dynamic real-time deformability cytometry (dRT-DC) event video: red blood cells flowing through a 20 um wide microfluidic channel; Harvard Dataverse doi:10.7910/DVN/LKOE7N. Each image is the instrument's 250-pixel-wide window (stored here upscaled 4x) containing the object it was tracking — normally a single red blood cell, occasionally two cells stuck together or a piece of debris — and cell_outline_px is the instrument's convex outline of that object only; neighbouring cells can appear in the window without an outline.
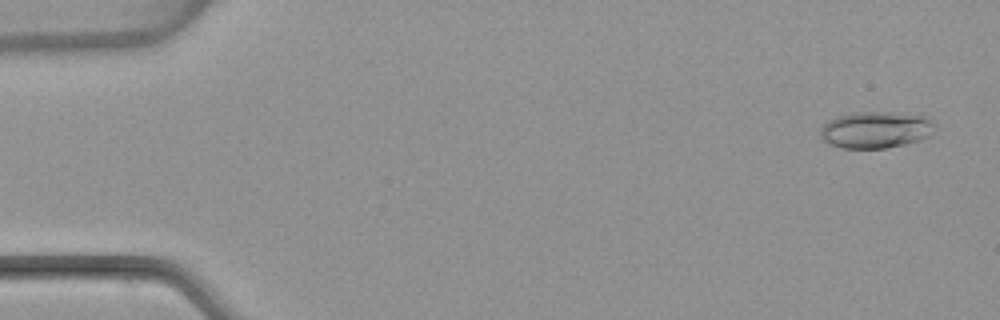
{"species": "common noctule bat (a hibernating species)", "species_latin": "Nyctalus noctula", "temperature_condition": "warm", "stored_images_in_passage": 53, "camera_frame_rate_fps": 3000, "um_per_image_px": 0.085, "animal": {"sex": "female", "body_mass_g": 22.7, "forearm_length_mm": 54.2}, "frame": {"image": 1, "passage_image": 3, "time_ms": 0.667, "image_size_px": [1000, 320], "cell_outline_px": [[932, 124], [928, 136], [920, 140], [904, 144], [884, 148], [844, 148], [832, 144], [824, 140], [820, 136], [820, 132], [824, 124], [828, 120], [840, 116], [856, 112], [884, 112], [924, 116]], "centroid_in_image_um": [74.37, 11.04], "position_along_channel_um": 10.6, "area_um2": 23.7}}
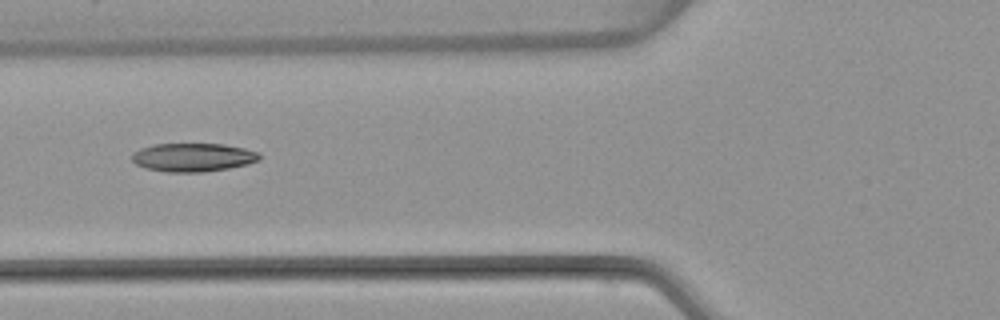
{"frame": {"image": 2, "passage_image": 21, "time_ms": 6.667, "image_size_px": [1000, 320], "cell_outline_px": [[260, 160], [248, 164], [228, 168], [204, 172], [168, 172], [148, 168], [136, 164], [132, 160], [132, 152], [140, 148], [156, 144], [224, 144], [244, 148], [260, 152]], "centroid_in_image_um": [16.43, 13.37], "position_along_channel_um": 109.4, "area_um2": 21.15}}
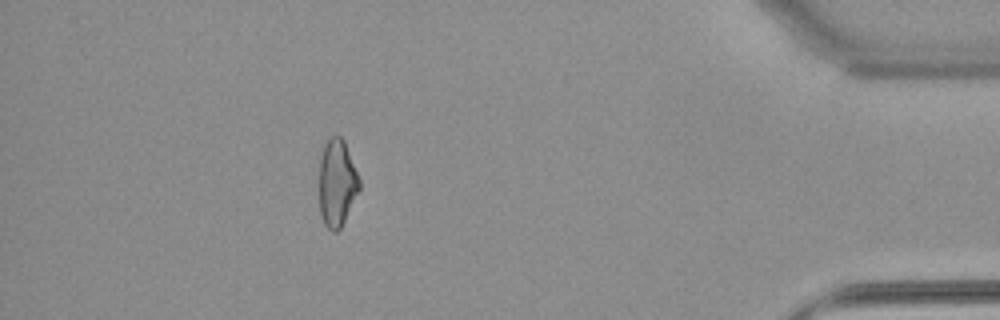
{"frame": {"image": 3, "passage_image": 48, "time_ms": 15.667, "image_size_px": [1000, 320], "cell_outline_px": [[360, 188], [340, 228], [336, 232], [332, 232], [324, 224], [320, 212], [320, 156], [324, 144], [332, 136], [340, 136], [344, 140], [360, 180]], "centroid_in_image_um": [28.63, 15.54], "position_along_channel_um": 406.6, "area_um2": 20.11}, "authors_computed_cell_mechanics": {"area_um2": 21.1548, "velocity_mm_per_s": 3.8608, "shape_relaxation_time_tau1_ms": null, "shape_relaxation_time_tau2_ms": 3.8492, "deformation_change_tau1": null, "deformation_change_tau2": 0.1045}}